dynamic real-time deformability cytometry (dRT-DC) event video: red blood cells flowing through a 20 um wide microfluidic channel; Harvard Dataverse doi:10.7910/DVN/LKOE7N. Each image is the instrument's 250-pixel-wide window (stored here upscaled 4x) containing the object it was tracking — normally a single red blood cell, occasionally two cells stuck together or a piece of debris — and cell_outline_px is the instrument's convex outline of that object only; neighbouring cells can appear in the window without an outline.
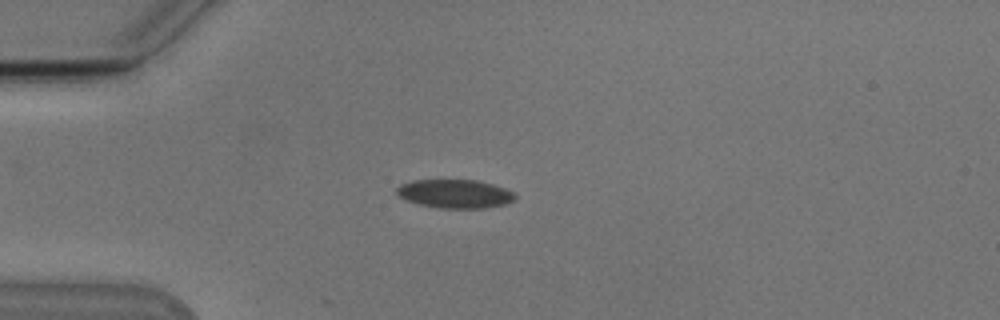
{"species": "Egyptian fruit bat (a non-hibernating species)", "species_latin": "Rousettus aegyptiacus", "temperature_condition": "cold", "stored_images_in_passage": 47, "camera_frame_rate_fps": 3000, "um_per_image_px": 0.085, "animal": {"sex": "male"}, "frame": {"image": 1, "passage_image": 12, "time_ms": 3.667, "image_size_px": [1000, 320], "cell_outline_px": [[516, 200], [504, 204], [484, 208], [436, 208], [420, 204], [408, 200], [400, 196], [396, 192], [396, 188], [400, 184], [412, 180], [476, 180], [492, 184], [504, 188], [512, 192], [516, 196]], "centroid_in_image_um": [38.67, 16.47], "position_along_channel_um": 46.3, "area_um2": 19.65}}
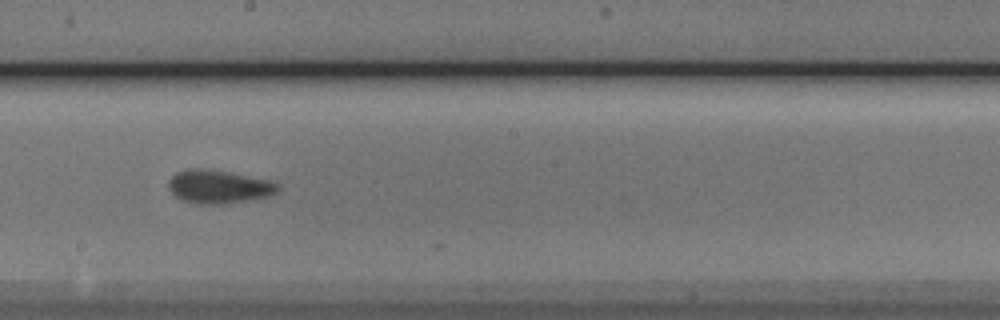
{"frame": {"image": 2, "passage_image": 28, "time_ms": 9.0, "image_size_px": [1000, 320], "cell_outline_px": [[280, 188], [276, 192], [268, 196], [224, 204], [196, 204], [184, 200], [176, 196], [168, 188], [168, 180], [176, 172], [188, 168], [208, 168], [272, 180], [280, 184]], "centroid_in_image_um": [18.59, 15.85], "position_along_channel_um": 229.6, "area_um2": 21.44}}
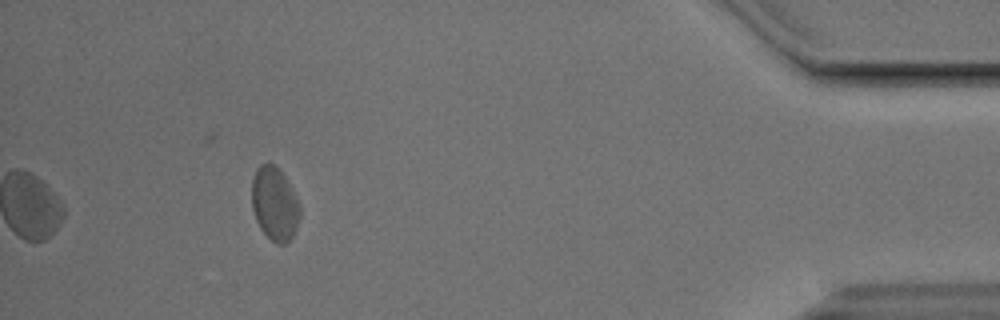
{"frame": {"image": 3, "passage_image": 47, "time_ms": 15.333, "image_size_px": [1000, 320], "cell_outline_px": [[300, 216], [296, 228], [292, 236], [284, 244], [276, 244], [260, 228], [256, 220], [252, 208], [252, 180], [256, 168], [260, 164], [272, 164], [284, 176], [296, 196], [300, 204]], "centroid_in_image_um": [23.34, 17.33], "position_along_channel_um": 411.9, "area_um2": 20.35}, "authors_computed_cell_mechanics": {"area_um2": 20.5768, "velocity_mm_per_s": 3.8034, "shape_relaxation_time_tau1_ms": 3.103, "shape_relaxation_time_tau2_ms": 3.3119, "deformation_change_tau1": 0.0598, "deformation_change_tau2": 0.0926}}